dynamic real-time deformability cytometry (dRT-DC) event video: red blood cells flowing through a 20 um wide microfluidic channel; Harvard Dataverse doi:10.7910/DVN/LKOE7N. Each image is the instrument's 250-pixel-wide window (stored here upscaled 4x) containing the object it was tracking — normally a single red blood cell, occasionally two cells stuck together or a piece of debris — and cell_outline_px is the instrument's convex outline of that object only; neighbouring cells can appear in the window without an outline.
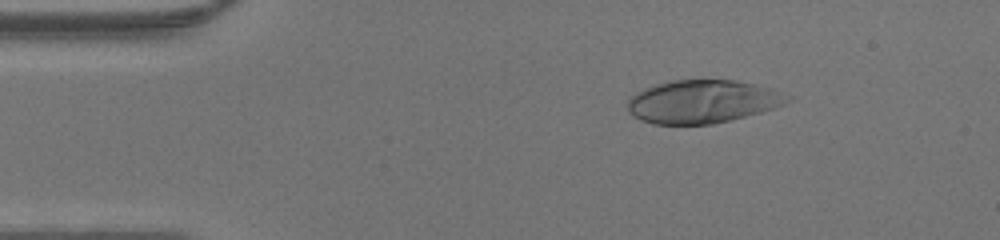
{"species": "human", "species_latin": "Homo sapiens", "temperature_condition": "warm", "stored_images_in_passage": 41, "camera_frame_rate_fps": 3000, "um_per_image_px": 0.085, "donor": {"sex": "male"}, "frame": {"image": 1, "passage_image": 2, "time_ms": 0.333, "image_size_px": [1000, 240], "cell_outline_px": [[796, 96], [792, 100], [772, 108], [760, 112], [732, 120], [712, 124], [652, 124], [640, 120], [628, 112], [628, 100], [636, 92], [656, 84], [672, 80], [736, 80], [768, 88]], "centroid_in_image_um": [59.72, 8.64], "position_along_channel_um": 25.3, "area_um2": 40.11}}
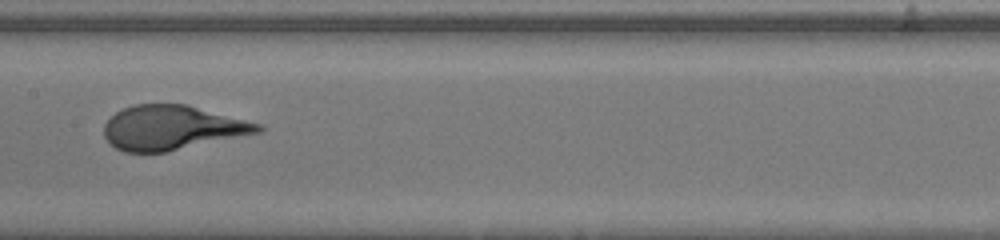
{"frame": {"image": 2, "passage_image": 18, "time_ms": 5.667, "image_size_px": [1000, 240], "cell_outline_px": [[264, 128], [260, 132], [164, 152], [124, 152], [116, 148], [104, 136], [104, 124], [116, 112], [124, 108], [136, 104], [188, 104], [260, 124]], "centroid_in_image_um": [14.61, 10.84], "position_along_channel_um": 192.8, "area_um2": 39.36}}
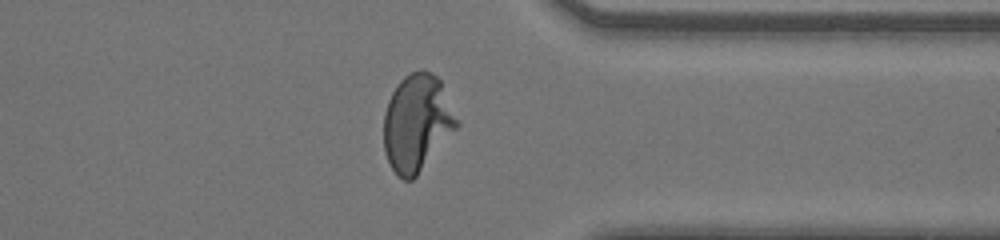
{"frame": {"image": 3, "passage_image": 31, "time_ms": 10.0, "image_size_px": [1000, 240], "cell_outline_px": [[460, 124], [416, 176], [412, 180], [404, 180], [392, 168], [384, 152], [384, 112], [388, 100], [392, 92], [400, 80], [404, 76], [420, 68], [424, 68], [432, 72], [440, 80]], "centroid_in_image_um": [35.43, 10.4], "position_along_channel_um": 376.0, "area_um2": 41.04}}